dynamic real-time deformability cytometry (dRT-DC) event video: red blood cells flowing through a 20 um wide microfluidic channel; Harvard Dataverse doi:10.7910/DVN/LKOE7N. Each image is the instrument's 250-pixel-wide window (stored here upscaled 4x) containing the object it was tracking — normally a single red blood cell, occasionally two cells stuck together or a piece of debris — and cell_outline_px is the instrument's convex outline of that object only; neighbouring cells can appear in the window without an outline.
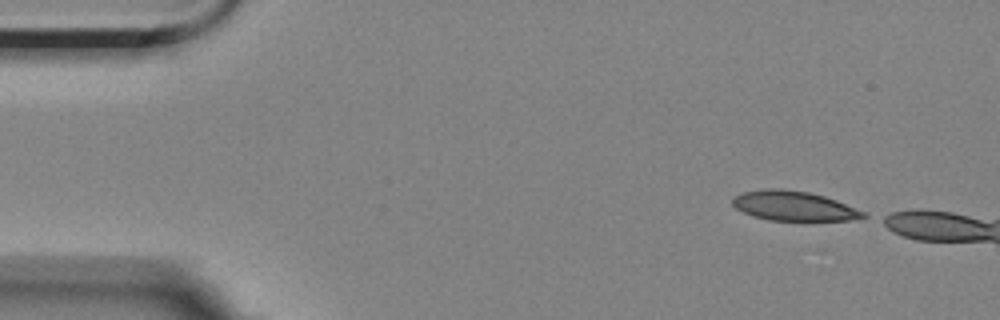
{"species": "Egyptian fruit bat (a non-hibernating species)", "species_latin": "Rousettus aegyptiacus", "temperature_condition": "room temperature", "stored_images_in_passage": 5, "segment_of_instrument_passage": [2, 2], "camera_frame_rate_fps": 3000, "um_per_image_px": 0.085, "animal": {"sex": "female"}, "frame": {"image": 1, "passage_image": 5, "time_ms": 4.667, "image_size_px": [1000, 320], "cell_outline_px": [[868, 216], [852, 220], [768, 220], [752, 216], [736, 208], [732, 204], [732, 200], [736, 196], [744, 192], [768, 188], [780, 188], [808, 192], [824, 196], [836, 200], [864, 212]], "centroid_in_image_um": [67.46, 17.5], "position_along_channel_um": 17.5, "area_um2": 22.31}}